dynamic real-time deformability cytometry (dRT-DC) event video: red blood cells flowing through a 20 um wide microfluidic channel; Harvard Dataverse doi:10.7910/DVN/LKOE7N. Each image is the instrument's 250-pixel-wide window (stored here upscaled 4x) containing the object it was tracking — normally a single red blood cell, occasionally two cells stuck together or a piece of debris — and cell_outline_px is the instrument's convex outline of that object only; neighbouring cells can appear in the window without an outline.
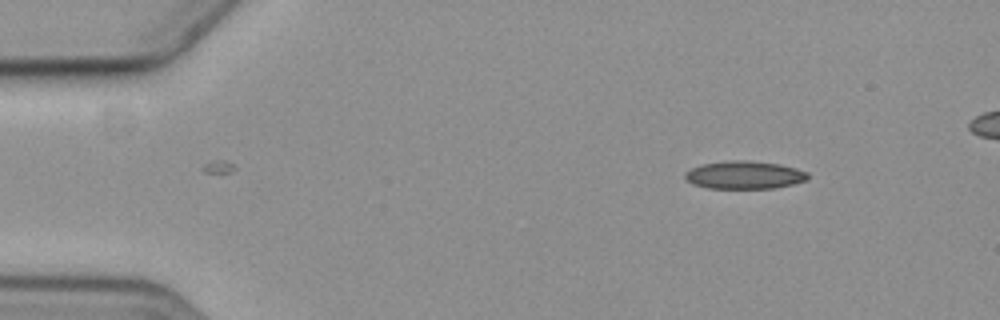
{"species": "common noctule bat (a hibernating species)", "species_latin": "Nyctalus noctula", "temperature_condition": "cold", "stored_images_in_passage": 4, "segment_of_instrument_passage": [1, 2], "camera_frame_rate_fps": 3000, "um_per_image_px": 0.085, "animal": {"sex": "female", "body_mass_g": 19.3, "forearm_length_mm": 54.1}, "frame": {"image": 1, "passage_image": 1, "time_ms": 0.0, "image_size_px": [1000, 320], "cell_outline_px": [[808, 180], [792, 184], [772, 188], [708, 188], [692, 184], [684, 176], [684, 172], [700, 164], [728, 160], [748, 160], [780, 164], [796, 168], [808, 172]], "centroid_in_image_um": [63.26, 14.86], "position_along_channel_um": 21.7, "area_um2": 20.06}}